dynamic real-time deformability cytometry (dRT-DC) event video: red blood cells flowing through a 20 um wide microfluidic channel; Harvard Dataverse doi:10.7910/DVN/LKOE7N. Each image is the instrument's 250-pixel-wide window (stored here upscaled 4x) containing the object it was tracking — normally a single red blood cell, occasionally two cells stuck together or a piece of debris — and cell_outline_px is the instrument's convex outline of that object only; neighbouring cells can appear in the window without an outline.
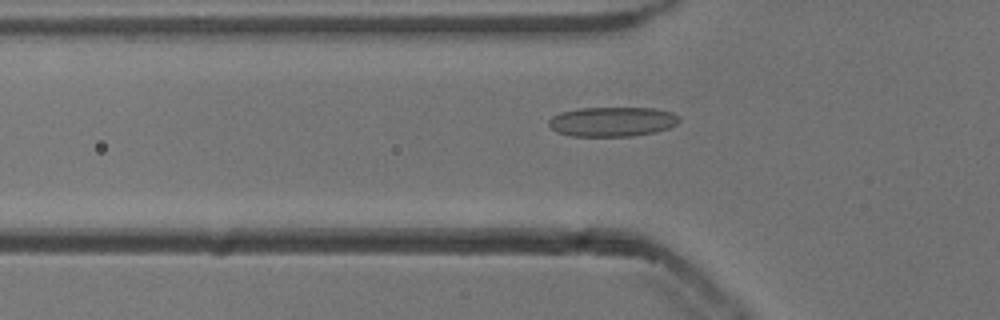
{"species": "common noctule bat (a hibernating species)", "species_latin": "Nyctalus noctula", "temperature_condition": "cold", "stored_images_in_passage": 38, "camera_frame_rate_fps": 3000, "um_per_image_px": 0.085, "animal": {"sex": "male", "body_mass_g": 13.3}, "frame": {"image": 1, "passage_image": 2, "time_ms": 0.333, "image_size_px": [1000, 320], "cell_outline_px": [[680, 120], [676, 124], [668, 128], [656, 132], [632, 136], [572, 136], [556, 132], [548, 124], [548, 120], [552, 116], [560, 112], [580, 108], [652, 108], [672, 112], [680, 116]], "centroid_in_image_um": [52.04, 10.34], "position_along_channel_um": 73.8, "area_um2": 22.6}}
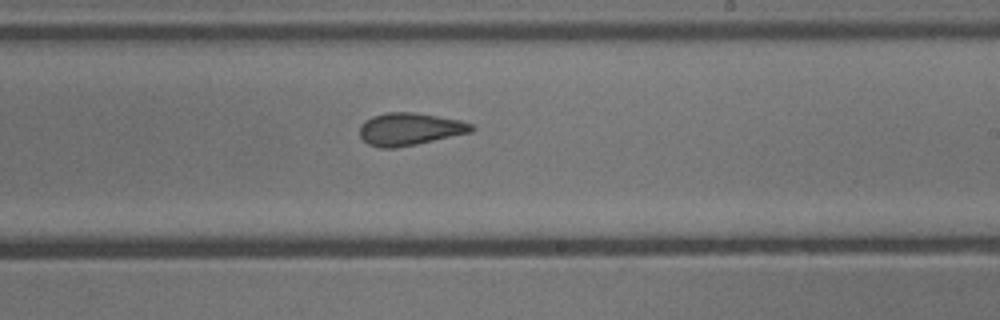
{"frame": {"image": 2, "passage_image": 16, "time_ms": 5.0, "image_size_px": [1000, 320], "cell_outline_px": [[476, 128], [472, 132], [416, 144], [396, 148], [380, 148], [368, 144], [360, 136], [360, 124], [364, 120], [372, 116], [388, 112], [412, 112], [460, 120], [472, 124]], "centroid_in_image_um": [34.81, 10.97], "position_along_channel_um": 254.2, "area_um2": 21.15}}
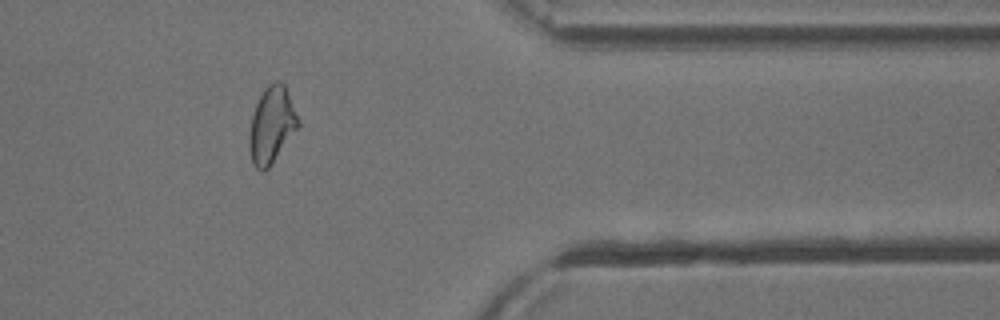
{"frame": {"image": 3, "passage_image": 28, "time_ms": 9.0, "image_size_px": [1000, 320], "cell_outline_px": [[300, 124], [272, 164], [264, 172], [260, 172], [252, 164], [248, 144], [248, 136], [252, 116], [256, 104], [264, 88], [268, 84], [276, 80], [280, 80], [284, 84], [300, 120]], "centroid_in_image_um": [23.07, 10.64], "position_along_channel_um": 388.3, "area_um2": 21.91}, "authors_computed_cell_mechanics": {"area_um2": 21.2704, "velocity_mm_per_s": 3.8411, "shape_relaxation_time_tau1_ms": null, "shape_relaxation_time_tau2_ms": 1.8732, "deformation_change_tau1": null, "deformation_change_tau2": 0.097}}